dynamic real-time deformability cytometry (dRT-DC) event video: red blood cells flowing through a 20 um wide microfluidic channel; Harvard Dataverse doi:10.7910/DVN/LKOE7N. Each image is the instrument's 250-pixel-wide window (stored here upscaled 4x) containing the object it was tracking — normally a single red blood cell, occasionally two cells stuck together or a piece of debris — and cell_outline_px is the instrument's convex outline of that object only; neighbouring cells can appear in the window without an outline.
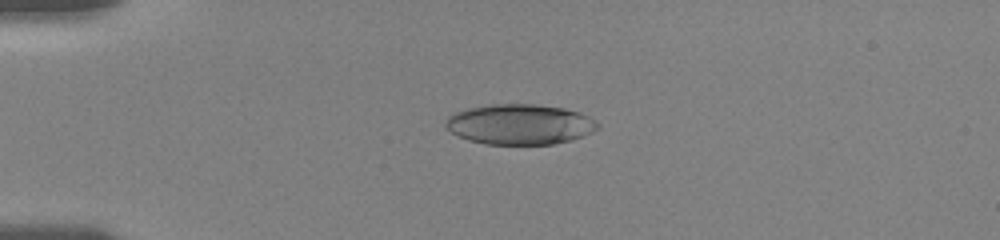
{"species": "human", "species_latin": "Homo sapiens", "temperature_condition": "room temperature", "stored_images_in_passage": 9, "camera_frame_rate_fps": 3000, "um_per_image_px": 0.085, "donor": {"sex": "female"}, "frame": {"image": 1, "passage_image": 6, "time_ms": 3.667, "image_size_px": [1000, 240], "cell_outline_px": [[600, 128], [592, 132], [568, 140], [552, 144], [484, 144], [468, 140], [444, 128], [444, 124], [448, 116], [456, 112], [468, 108], [492, 104], [536, 104], [564, 108], [580, 112], [588, 116], [600, 124]], "centroid_in_image_um": [44.17, 10.56], "position_along_channel_um": 40.8, "area_um2": 35.72}}
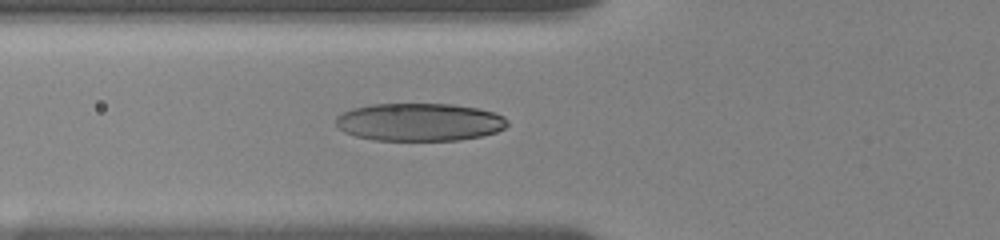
{"frame": {"image": 2, "passage_image": 9, "time_ms": 6.0, "image_size_px": [1000, 240], "cell_outline_px": [[508, 124], [504, 128], [496, 132], [484, 136], [460, 140], [372, 140], [356, 136], [344, 132], [336, 124], [336, 116], [352, 108], [372, 104], [452, 104], [476, 108], [492, 112], [504, 116], [508, 120]], "centroid_in_image_um": [35.66, 10.38], "position_along_channel_um": 90.1, "area_um2": 37.92}}